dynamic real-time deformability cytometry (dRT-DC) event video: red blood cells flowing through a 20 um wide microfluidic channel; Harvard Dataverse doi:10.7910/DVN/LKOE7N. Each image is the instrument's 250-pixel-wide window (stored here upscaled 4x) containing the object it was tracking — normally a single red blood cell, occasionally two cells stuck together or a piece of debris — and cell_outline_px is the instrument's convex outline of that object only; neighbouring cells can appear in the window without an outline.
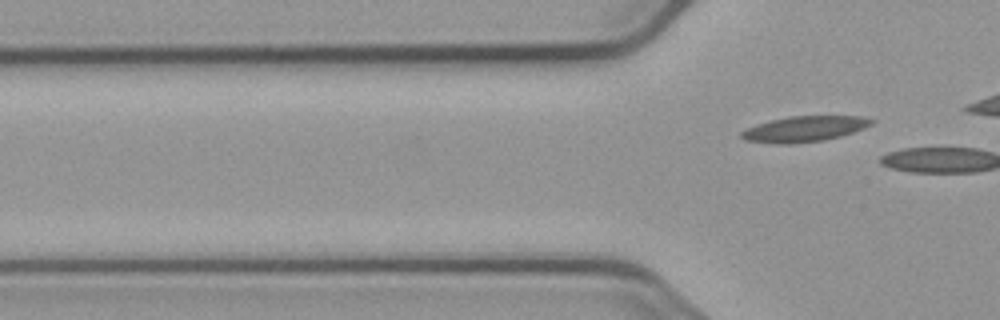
{"species": "common noctule bat (a hibernating species)", "species_latin": "Nyctalus noctula", "temperature_condition": "cold", "stored_images_in_passage": 3, "camera_frame_rate_fps": 3000, "um_per_image_px": 0.085, "animal": {"sex": "male", "body_mass_g": 23.1, "forearm_length_mm": 52.7}, "frame": {"image": 1, "passage_image": 3, "time_ms": 3.0, "image_size_px": [1000, 320], "cell_outline_px": [[876, 120], [872, 124], [864, 128], [840, 136], [824, 140], [788, 144], [776, 144], [744, 140], [740, 136], [740, 132], [756, 124], [788, 116], [864, 116]], "centroid_in_image_um": [68.37, 10.96], "position_along_channel_um": 57.4, "area_um2": 19.42}}